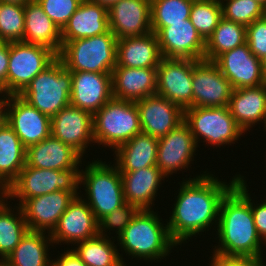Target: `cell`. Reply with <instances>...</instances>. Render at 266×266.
Wrapping results in <instances>:
<instances>
[{"instance_id": "cell-23", "label": "cell", "mask_w": 266, "mask_h": 266, "mask_svg": "<svg viewBox=\"0 0 266 266\" xmlns=\"http://www.w3.org/2000/svg\"><path fill=\"white\" fill-rule=\"evenodd\" d=\"M82 160L77 151L52 136L26 149V165L33 168L79 169Z\"/></svg>"}, {"instance_id": "cell-20", "label": "cell", "mask_w": 266, "mask_h": 266, "mask_svg": "<svg viewBox=\"0 0 266 266\" xmlns=\"http://www.w3.org/2000/svg\"><path fill=\"white\" fill-rule=\"evenodd\" d=\"M156 35L162 57L204 60L206 41L190 19L185 23H170Z\"/></svg>"}, {"instance_id": "cell-1", "label": "cell", "mask_w": 266, "mask_h": 266, "mask_svg": "<svg viewBox=\"0 0 266 266\" xmlns=\"http://www.w3.org/2000/svg\"><path fill=\"white\" fill-rule=\"evenodd\" d=\"M203 173L182 180L178 196H174L177 197L174 208L166 222L169 234L177 245L182 246L196 235L201 236L212 225H215L216 231L221 200L242 176L236 174L228 184L207 170Z\"/></svg>"}, {"instance_id": "cell-24", "label": "cell", "mask_w": 266, "mask_h": 266, "mask_svg": "<svg viewBox=\"0 0 266 266\" xmlns=\"http://www.w3.org/2000/svg\"><path fill=\"white\" fill-rule=\"evenodd\" d=\"M157 91V68L115 67L112 71L114 98L136 102Z\"/></svg>"}, {"instance_id": "cell-18", "label": "cell", "mask_w": 266, "mask_h": 266, "mask_svg": "<svg viewBox=\"0 0 266 266\" xmlns=\"http://www.w3.org/2000/svg\"><path fill=\"white\" fill-rule=\"evenodd\" d=\"M78 195L79 192L58 190L26 199L20 207L28 229L51 233L69 204Z\"/></svg>"}, {"instance_id": "cell-52", "label": "cell", "mask_w": 266, "mask_h": 266, "mask_svg": "<svg viewBox=\"0 0 266 266\" xmlns=\"http://www.w3.org/2000/svg\"><path fill=\"white\" fill-rule=\"evenodd\" d=\"M4 194V190L0 187V196Z\"/></svg>"}, {"instance_id": "cell-49", "label": "cell", "mask_w": 266, "mask_h": 266, "mask_svg": "<svg viewBox=\"0 0 266 266\" xmlns=\"http://www.w3.org/2000/svg\"><path fill=\"white\" fill-rule=\"evenodd\" d=\"M30 0H0L3 3H10V4H18V5H25Z\"/></svg>"}, {"instance_id": "cell-40", "label": "cell", "mask_w": 266, "mask_h": 266, "mask_svg": "<svg viewBox=\"0 0 266 266\" xmlns=\"http://www.w3.org/2000/svg\"><path fill=\"white\" fill-rule=\"evenodd\" d=\"M138 211L139 209L135 205L128 203L115 209L98 221V233L108 237L107 232L115 230L116 236H119Z\"/></svg>"}, {"instance_id": "cell-44", "label": "cell", "mask_w": 266, "mask_h": 266, "mask_svg": "<svg viewBox=\"0 0 266 266\" xmlns=\"http://www.w3.org/2000/svg\"><path fill=\"white\" fill-rule=\"evenodd\" d=\"M260 201V204H255L251 199V209L256 231L261 240L266 244V198Z\"/></svg>"}, {"instance_id": "cell-4", "label": "cell", "mask_w": 266, "mask_h": 266, "mask_svg": "<svg viewBox=\"0 0 266 266\" xmlns=\"http://www.w3.org/2000/svg\"><path fill=\"white\" fill-rule=\"evenodd\" d=\"M87 164L85 169L80 170L79 185L81 189L83 185L86 192L83 199L99 221L105 215L126 204L122 176L114 163L106 164L105 161L97 158Z\"/></svg>"}, {"instance_id": "cell-2", "label": "cell", "mask_w": 266, "mask_h": 266, "mask_svg": "<svg viewBox=\"0 0 266 266\" xmlns=\"http://www.w3.org/2000/svg\"><path fill=\"white\" fill-rule=\"evenodd\" d=\"M244 179L241 176L221 200L215 238L219 242L212 254L263 259L261 249L266 244L256 231L251 195Z\"/></svg>"}, {"instance_id": "cell-7", "label": "cell", "mask_w": 266, "mask_h": 266, "mask_svg": "<svg viewBox=\"0 0 266 266\" xmlns=\"http://www.w3.org/2000/svg\"><path fill=\"white\" fill-rule=\"evenodd\" d=\"M142 133L136 102L112 97L93 115V138L95 144L112 148Z\"/></svg>"}, {"instance_id": "cell-30", "label": "cell", "mask_w": 266, "mask_h": 266, "mask_svg": "<svg viewBox=\"0 0 266 266\" xmlns=\"http://www.w3.org/2000/svg\"><path fill=\"white\" fill-rule=\"evenodd\" d=\"M158 138L144 133L135 135L114 150L115 165L120 172H130L155 166Z\"/></svg>"}, {"instance_id": "cell-36", "label": "cell", "mask_w": 266, "mask_h": 266, "mask_svg": "<svg viewBox=\"0 0 266 266\" xmlns=\"http://www.w3.org/2000/svg\"><path fill=\"white\" fill-rule=\"evenodd\" d=\"M193 0H151V29L157 34L170 23L189 19Z\"/></svg>"}, {"instance_id": "cell-46", "label": "cell", "mask_w": 266, "mask_h": 266, "mask_svg": "<svg viewBox=\"0 0 266 266\" xmlns=\"http://www.w3.org/2000/svg\"><path fill=\"white\" fill-rule=\"evenodd\" d=\"M73 248H68L66 252L61 253L59 257L57 256V260H51V266H87L75 253Z\"/></svg>"}, {"instance_id": "cell-39", "label": "cell", "mask_w": 266, "mask_h": 266, "mask_svg": "<svg viewBox=\"0 0 266 266\" xmlns=\"http://www.w3.org/2000/svg\"><path fill=\"white\" fill-rule=\"evenodd\" d=\"M222 17L245 26L266 15V8L256 0H220Z\"/></svg>"}, {"instance_id": "cell-21", "label": "cell", "mask_w": 266, "mask_h": 266, "mask_svg": "<svg viewBox=\"0 0 266 266\" xmlns=\"http://www.w3.org/2000/svg\"><path fill=\"white\" fill-rule=\"evenodd\" d=\"M70 105L94 115L112 97V73L71 72Z\"/></svg>"}, {"instance_id": "cell-17", "label": "cell", "mask_w": 266, "mask_h": 266, "mask_svg": "<svg viewBox=\"0 0 266 266\" xmlns=\"http://www.w3.org/2000/svg\"><path fill=\"white\" fill-rule=\"evenodd\" d=\"M83 197V194H80L73 199L50 233L54 244L71 243V247H75L76 243L99 234L98 221Z\"/></svg>"}, {"instance_id": "cell-35", "label": "cell", "mask_w": 266, "mask_h": 266, "mask_svg": "<svg viewBox=\"0 0 266 266\" xmlns=\"http://www.w3.org/2000/svg\"><path fill=\"white\" fill-rule=\"evenodd\" d=\"M244 43H246V26L222 17L206 41L204 60L214 61L222 53Z\"/></svg>"}, {"instance_id": "cell-5", "label": "cell", "mask_w": 266, "mask_h": 266, "mask_svg": "<svg viewBox=\"0 0 266 266\" xmlns=\"http://www.w3.org/2000/svg\"><path fill=\"white\" fill-rule=\"evenodd\" d=\"M57 57L71 72L112 73L116 67L117 38L110 30L90 38L62 42Z\"/></svg>"}, {"instance_id": "cell-14", "label": "cell", "mask_w": 266, "mask_h": 266, "mask_svg": "<svg viewBox=\"0 0 266 266\" xmlns=\"http://www.w3.org/2000/svg\"><path fill=\"white\" fill-rule=\"evenodd\" d=\"M197 148L189 126L182 122L166 136L158 139L156 166L166 178L169 175L171 177L173 173L191 167Z\"/></svg>"}, {"instance_id": "cell-22", "label": "cell", "mask_w": 266, "mask_h": 266, "mask_svg": "<svg viewBox=\"0 0 266 266\" xmlns=\"http://www.w3.org/2000/svg\"><path fill=\"white\" fill-rule=\"evenodd\" d=\"M109 28L117 40L141 36L151 29V0H121L108 9Z\"/></svg>"}, {"instance_id": "cell-32", "label": "cell", "mask_w": 266, "mask_h": 266, "mask_svg": "<svg viewBox=\"0 0 266 266\" xmlns=\"http://www.w3.org/2000/svg\"><path fill=\"white\" fill-rule=\"evenodd\" d=\"M26 164V148L5 123L0 128V187L5 191Z\"/></svg>"}, {"instance_id": "cell-45", "label": "cell", "mask_w": 266, "mask_h": 266, "mask_svg": "<svg viewBox=\"0 0 266 266\" xmlns=\"http://www.w3.org/2000/svg\"><path fill=\"white\" fill-rule=\"evenodd\" d=\"M9 65V43L0 40V92L6 94V79Z\"/></svg>"}, {"instance_id": "cell-34", "label": "cell", "mask_w": 266, "mask_h": 266, "mask_svg": "<svg viewBox=\"0 0 266 266\" xmlns=\"http://www.w3.org/2000/svg\"><path fill=\"white\" fill-rule=\"evenodd\" d=\"M115 239L98 234L76 243L77 247L73 250L87 266H127L123 254L119 253L117 244H114Z\"/></svg>"}, {"instance_id": "cell-6", "label": "cell", "mask_w": 266, "mask_h": 266, "mask_svg": "<svg viewBox=\"0 0 266 266\" xmlns=\"http://www.w3.org/2000/svg\"><path fill=\"white\" fill-rule=\"evenodd\" d=\"M71 92V71L66 69L57 57L19 95L39 112L51 118L70 105Z\"/></svg>"}, {"instance_id": "cell-41", "label": "cell", "mask_w": 266, "mask_h": 266, "mask_svg": "<svg viewBox=\"0 0 266 266\" xmlns=\"http://www.w3.org/2000/svg\"><path fill=\"white\" fill-rule=\"evenodd\" d=\"M39 3L45 14L62 29L78 9L83 0H34Z\"/></svg>"}, {"instance_id": "cell-12", "label": "cell", "mask_w": 266, "mask_h": 266, "mask_svg": "<svg viewBox=\"0 0 266 266\" xmlns=\"http://www.w3.org/2000/svg\"><path fill=\"white\" fill-rule=\"evenodd\" d=\"M213 62L233 89L266 83L262 61L250 51L247 43L222 53Z\"/></svg>"}, {"instance_id": "cell-13", "label": "cell", "mask_w": 266, "mask_h": 266, "mask_svg": "<svg viewBox=\"0 0 266 266\" xmlns=\"http://www.w3.org/2000/svg\"><path fill=\"white\" fill-rule=\"evenodd\" d=\"M27 149L51 136V118L20 95H9L7 122Z\"/></svg>"}, {"instance_id": "cell-42", "label": "cell", "mask_w": 266, "mask_h": 266, "mask_svg": "<svg viewBox=\"0 0 266 266\" xmlns=\"http://www.w3.org/2000/svg\"><path fill=\"white\" fill-rule=\"evenodd\" d=\"M246 43L261 61L266 57V15L246 26Z\"/></svg>"}, {"instance_id": "cell-8", "label": "cell", "mask_w": 266, "mask_h": 266, "mask_svg": "<svg viewBox=\"0 0 266 266\" xmlns=\"http://www.w3.org/2000/svg\"><path fill=\"white\" fill-rule=\"evenodd\" d=\"M80 169L59 171L25 166L18 177L4 191L7 199H18L20 206L26 199L49 194L58 190L78 192Z\"/></svg>"}, {"instance_id": "cell-29", "label": "cell", "mask_w": 266, "mask_h": 266, "mask_svg": "<svg viewBox=\"0 0 266 266\" xmlns=\"http://www.w3.org/2000/svg\"><path fill=\"white\" fill-rule=\"evenodd\" d=\"M24 18L22 42L48 47L58 55L62 47L61 29L45 14L37 1L30 0L24 5Z\"/></svg>"}, {"instance_id": "cell-33", "label": "cell", "mask_w": 266, "mask_h": 266, "mask_svg": "<svg viewBox=\"0 0 266 266\" xmlns=\"http://www.w3.org/2000/svg\"><path fill=\"white\" fill-rule=\"evenodd\" d=\"M9 202L4 194L0 196V264L8 258L29 230L21 207L15 204L12 208Z\"/></svg>"}, {"instance_id": "cell-3", "label": "cell", "mask_w": 266, "mask_h": 266, "mask_svg": "<svg viewBox=\"0 0 266 266\" xmlns=\"http://www.w3.org/2000/svg\"><path fill=\"white\" fill-rule=\"evenodd\" d=\"M160 217L154 209L139 210L123 232L115 237L121 251L140 261L157 263L166 259L171 249L178 245L169 234L167 222H161Z\"/></svg>"}, {"instance_id": "cell-28", "label": "cell", "mask_w": 266, "mask_h": 266, "mask_svg": "<svg viewBox=\"0 0 266 266\" xmlns=\"http://www.w3.org/2000/svg\"><path fill=\"white\" fill-rule=\"evenodd\" d=\"M228 108L244 134L257 124L264 123L265 126L266 83L257 87L233 89Z\"/></svg>"}, {"instance_id": "cell-16", "label": "cell", "mask_w": 266, "mask_h": 266, "mask_svg": "<svg viewBox=\"0 0 266 266\" xmlns=\"http://www.w3.org/2000/svg\"><path fill=\"white\" fill-rule=\"evenodd\" d=\"M51 136L72 147L83 157L88 146L95 143L93 115L68 105L51 117Z\"/></svg>"}, {"instance_id": "cell-48", "label": "cell", "mask_w": 266, "mask_h": 266, "mask_svg": "<svg viewBox=\"0 0 266 266\" xmlns=\"http://www.w3.org/2000/svg\"><path fill=\"white\" fill-rule=\"evenodd\" d=\"M89 1L94 2V3H99L102 6H105L109 9L113 4L121 0H89Z\"/></svg>"}, {"instance_id": "cell-19", "label": "cell", "mask_w": 266, "mask_h": 266, "mask_svg": "<svg viewBox=\"0 0 266 266\" xmlns=\"http://www.w3.org/2000/svg\"><path fill=\"white\" fill-rule=\"evenodd\" d=\"M142 133L161 138L184 122V110L158 94L136 101Z\"/></svg>"}, {"instance_id": "cell-51", "label": "cell", "mask_w": 266, "mask_h": 266, "mask_svg": "<svg viewBox=\"0 0 266 266\" xmlns=\"http://www.w3.org/2000/svg\"><path fill=\"white\" fill-rule=\"evenodd\" d=\"M258 1L263 7L266 8V0H256Z\"/></svg>"}, {"instance_id": "cell-11", "label": "cell", "mask_w": 266, "mask_h": 266, "mask_svg": "<svg viewBox=\"0 0 266 266\" xmlns=\"http://www.w3.org/2000/svg\"><path fill=\"white\" fill-rule=\"evenodd\" d=\"M197 61L163 57L157 67L156 94L183 110L193 107L192 74Z\"/></svg>"}, {"instance_id": "cell-10", "label": "cell", "mask_w": 266, "mask_h": 266, "mask_svg": "<svg viewBox=\"0 0 266 266\" xmlns=\"http://www.w3.org/2000/svg\"><path fill=\"white\" fill-rule=\"evenodd\" d=\"M56 58L54 51L42 45L9 43L6 94L19 95Z\"/></svg>"}, {"instance_id": "cell-26", "label": "cell", "mask_w": 266, "mask_h": 266, "mask_svg": "<svg viewBox=\"0 0 266 266\" xmlns=\"http://www.w3.org/2000/svg\"><path fill=\"white\" fill-rule=\"evenodd\" d=\"M110 31L108 8L83 0L75 13L61 29L62 42L90 38Z\"/></svg>"}, {"instance_id": "cell-43", "label": "cell", "mask_w": 266, "mask_h": 266, "mask_svg": "<svg viewBox=\"0 0 266 266\" xmlns=\"http://www.w3.org/2000/svg\"><path fill=\"white\" fill-rule=\"evenodd\" d=\"M209 266H265L263 259L256 257L224 256L213 254L210 256Z\"/></svg>"}, {"instance_id": "cell-47", "label": "cell", "mask_w": 266, "mask_h": 266, "mask_svg": "<svg viewBox=\"0 0 266 266\" xmlns=\"http://www.w3.org/2000/svg\"><path fill=\"white\" fill-rule=\"evenodd\" d=\"M8 102H9V94L0 92V128L7 122Z\"/></svg>"}, {"instance_id": "cell-50", "label": "cell", "mask_w": 266, "mask_h": 266, "mask_svg": "<svg viewBox=\"0 0 266 266\" xmlns=\"http://www.w3.org/2000/svg\"><path fill=\"white\" fill-rule=\"evenodd\" d=\"M262 65H263L264 76H265V79H266V57L264 58V60H262Z\"/></svg>"}, {"instance_id": "cell-25", "label": "cell", "mask_w": 266, "mask_h": 266, "mask_svg": "<svg viewBox=\"0 0 266 266\" xmlns=\"http://www.w3.org/2000/svg\"><path fill=\"white\" fill-rule=\"evenodd\" d=\"M121 176L126 203L135 205L139 210H152L162 180L166 177L161 170L155 165L121 172Z\"/></svg>"}, {"instance_id": "cell-27", "label": "cell", "mask_w": 266, "mask_h": 266, "mask_svg": "<svg viewBox=\"0 0 266 266\" xmlns=\"http://www.w3.org/2000/svg\"><path fill=\"white\" fill-rule=\"evenodd\" d=\"M154 32L117 40L116 67L157 68L162 59Z\"/></svg>"}, {"instance_id": "cell-15", "label": "cell", "mask_w": 266, "mask_h": 266, "mask_svg": "<svg viewBox=\"0 0 266 266\" xmlns=\"http://www.w3.org/2000/svg\"><path fill=\"white\" fill-rule=\"evenodd\" d=\"M193 107L229 105L232 86L213 61L198 60L192 74Z\"/></svg>"}, {"instance_id": "cell-38", "label": "cell", "mask_w": 266, "mask_h": 266, "mask_svg": "<svg viewBox=\"0 0 266 266\" xmlns=\"http://www.w3.org/2000/svg\"><path fill=\"white\" fill-rule=\"evenodd\" d=\"M24 6L0 2V40L22 42L24 37Z\"/></svg>"}, {"instance_id": "cell-37", "label": "cell", "mask_w": 266, "mask_h": 266, "mask_svg": "<svg viewBox=\"0 0 266 266\" xmlns=\"http://www.w3.org/2000/svg\"><path fill=\"white\" fill-rule=\"evenodd\" d=\"M221 18L220 0L193 1L189 19L205 41L213 34Z\"/></svg>"}, {"instance_id": "cell-9", "label": "cell", "mask_w": 266, "mask_h": 266, "mask_svg": "<svg viewBox=\"0 0 266 266\" xmlns=\"http://www.w3.org/2000/svg\"><path fill=\"white\" fill-rule=\"evenodd\" d=\"M184 122L189 126L198 147L200 140L208 146L219 148L232 145L244 135L228 106L187 108L184 110Z\"/></svg>"}, {"instance_id": "cell-31", "label": "cell", "mask_w": 266, "mask_h": 266, "mask_svg": "<svg viewBox=\"0 0 266 266\" xmlns=\"http://www.w3.org/2000/svg\"><path fill=\"white\" fill-rule=\"evenodd\" d=\"M44 231H31L22 237L20 243L14 248L1 266H51L49 246H53L50 233Z\"/></svg>"}]
</instances>
